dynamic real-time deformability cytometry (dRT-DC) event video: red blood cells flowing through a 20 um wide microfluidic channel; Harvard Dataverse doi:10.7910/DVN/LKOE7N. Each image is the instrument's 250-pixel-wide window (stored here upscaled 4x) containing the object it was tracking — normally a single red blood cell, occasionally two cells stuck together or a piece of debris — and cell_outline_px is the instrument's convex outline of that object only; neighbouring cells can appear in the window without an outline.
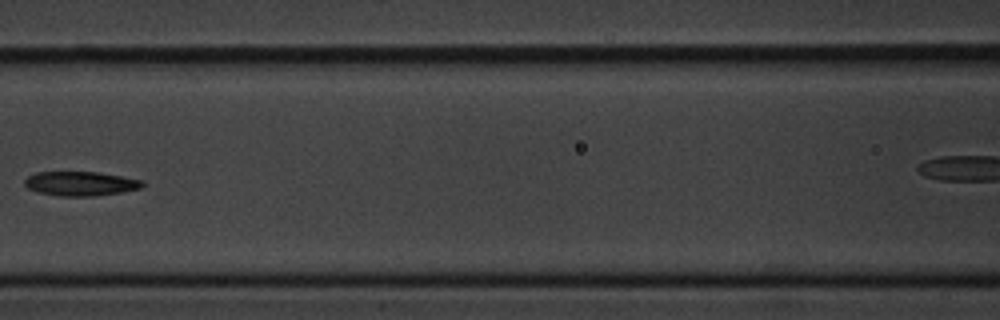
{"species": "common noctule bat (a hibernating species)", "species_latin": "Nyctalus noctula", "temperature_condition": "cold", "stored_images_in_passage": 8, "segment_of_instrument_passage": [1, 2], "camera_frame_rate_fps": 3000, "um_per_image_px": 0.085, "animal": {"sex": "male", "body_mass_g": 20.1, "forearm_length_mm": 53.5}, "frame": {"image": 1, "passage_image": 7, "time_ms": 8.0, "image_size_px": [1000, 320], "cell_outline_px": [[144, 184], [140, 188], [120, 192], [96, 196], [60, 196], [36, 192], [28, 188], [24, 184], [24, 180], [28, 176], [36, 172], [96, 172], [144, 180]], "centroid_in_image_um": [6.82, 15.61], "position_along_channel_um": 159.8, "area_um2": 16.65}}